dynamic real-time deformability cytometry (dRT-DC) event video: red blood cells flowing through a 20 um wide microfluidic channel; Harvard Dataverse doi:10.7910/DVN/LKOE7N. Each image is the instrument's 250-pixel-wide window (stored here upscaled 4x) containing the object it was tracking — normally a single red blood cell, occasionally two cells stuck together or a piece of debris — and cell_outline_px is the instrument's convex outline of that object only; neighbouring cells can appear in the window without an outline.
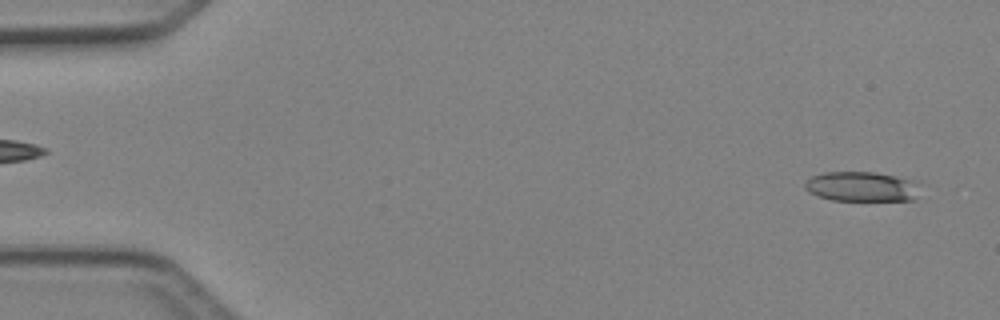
{"species": "Egyptian fruit bat (a non-hibernating species)", "species_latin": "Rousettus aegyptiacus", "temperature_condition": "cold", "stored_images_in_passage": 47, "camera_frame_rate_fps": 3000, "um_per_image_px": 0.085, "animal": {"sex": "female"}, "frame": {"image": 1, "passage_image": 2, "time_ms": 0.333, "image_size_px": [1000, 320], "cell_outline_px": [[916, 200], [832, 200], [808, 192], [804, 188], [804, 184], [812, 176], [824, 172], [876, 172], [896, 176], [912, 180]], "centroid_in_image_um": [73.14, 15.85], "position_along_channel_um": 11.9, "area_um2": 19.54}}
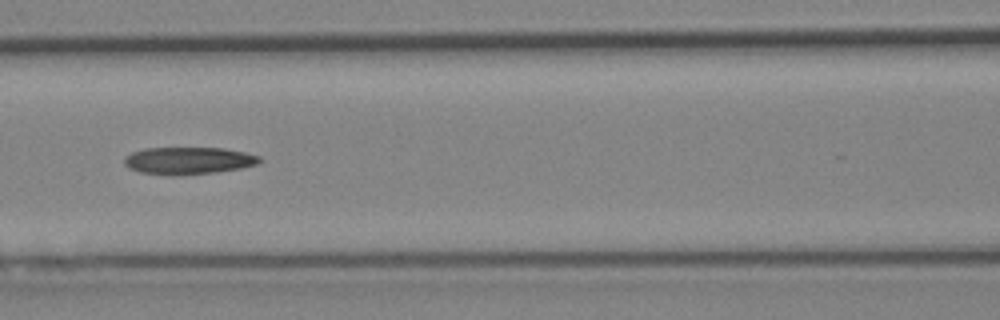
{"frame": {"image": 2, "passage_image": 21, "time_ms": 6.667, "image_size_px": [1000, 320], "cell_outline_px": [[260, 160], [256, 164], [240, 168], [216, 172], [180, 176], [168, 176], [140, 172], [128, 168], [124, 164], [124, 156], [132, 152], [144, 148], [224, 148], [244, 152], [260, 156]], "centroid_in_image_um": [15.95, 13.66], "position_along_channel_um": 150.6, "area_um2": 21.68}}
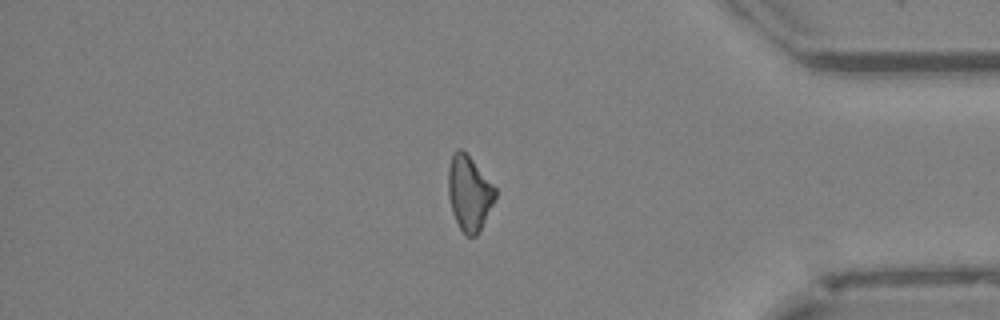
{"frame": {"image": 3, "passage_image": 40, "time_ms": 13.0, "image_size_px": [1000, 320], "cell_outline_px": [[496, 196], [480, 232], [476, 236], [468, 236], [460, 228], [452, 212], [448, 196], [448, 168], [452, 156], [456, 148], [460, 148], [472, 160], [496, 188]], "centroid_in_image_um": [39.87, 16.43], "position_along_channel_um": 395.3, "area_um2": 20.29}}